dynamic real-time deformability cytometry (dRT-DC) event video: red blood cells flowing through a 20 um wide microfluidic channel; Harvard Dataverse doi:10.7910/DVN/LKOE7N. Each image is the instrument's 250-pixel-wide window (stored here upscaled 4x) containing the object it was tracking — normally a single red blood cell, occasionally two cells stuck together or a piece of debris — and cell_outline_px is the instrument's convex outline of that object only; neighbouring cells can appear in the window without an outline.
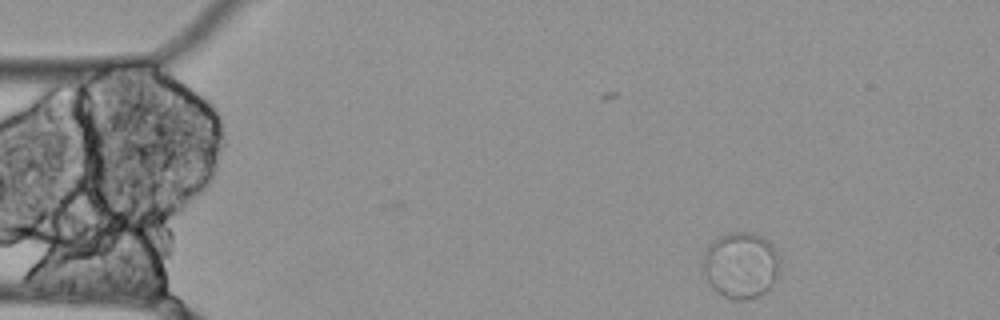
{"species": "Egyptian fruit bat (a non-hibernating species)", "species_latin": "Rousettus aegyptiacus", "temperature_condition": "cold", "stored_images_in_passage": 49, "camera_frame_rate_fps": 3000, "um_per_image_px": 0.085, "animal": {"sex": "female"}, "frame": {"image": 1, "passage_image": 1, "time_ms": 0.0, "image_size_px": [1000, 320], "cell_outline_px": [[776, 276], [768, 288], [764, 292], [756, 296], [744, 300], [732, 300], [724, 296], [712, 288], [704, 272], [704, 256], [708, 244], [716, 236], [728, 232], [748, 232], [764, 236], [776, 248]], "centroid_in_image_um": [62.92, 22.5], "position_along_channel_um": 22.1, "area_um2": 29.3}}
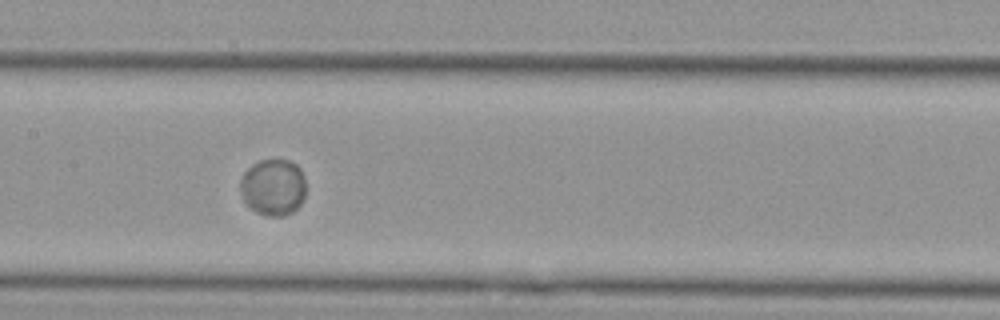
{"frame": {"image": 2, "passage_image": 21, "time_ms": 6.667, "image_size_px": [1000, 320], "cell_outline_px": [[304, 200], [292, 212], [284, 216], [268, 216], [256, 212], [244, 200], [240, 188], [240, 180], [244, 172], [252, 164], [260, 160], [288, 160], [296, 164], [300, 168], [304, 176]], "centroid_in_image_um": [23.22, 15.9], "position_along_channel_um": 184.2, "area_um2": 21.56}}
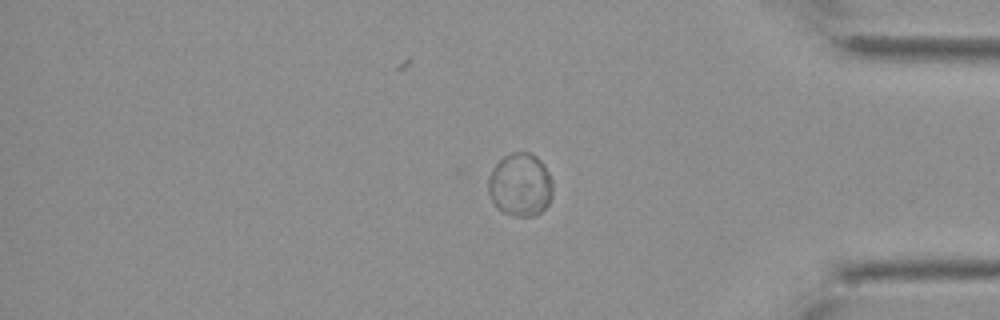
{"frame": {"image": 3, "passage_image": 41, "time_ms": 13.333, "image_size_px": [1000, 320], "cell_outline_px": [[552, 196], [548, 204], [540, 212], [532, 216], [512, 216], [496, 208], [488, 192], [488, 176], [492, 168], [504, 156], [512, 152], [532, 152], [544, 164], [552, 180]], "centroid_in_image_um": [44.21, 15.7], "position_along_channel_um": 391.0, "area_um2": 23.93}, "authors_computed_cell_mechanics": {"area_um2": 22.8888, "velocity_mm_per_s": 3.4171, "shape_relaxation_time_tau1_ms": 0.3392, "shape_relaxation_time_tau2_ms": null, "deformation_change_tau1": 0.0261, "deformation_change_tau2": null}}